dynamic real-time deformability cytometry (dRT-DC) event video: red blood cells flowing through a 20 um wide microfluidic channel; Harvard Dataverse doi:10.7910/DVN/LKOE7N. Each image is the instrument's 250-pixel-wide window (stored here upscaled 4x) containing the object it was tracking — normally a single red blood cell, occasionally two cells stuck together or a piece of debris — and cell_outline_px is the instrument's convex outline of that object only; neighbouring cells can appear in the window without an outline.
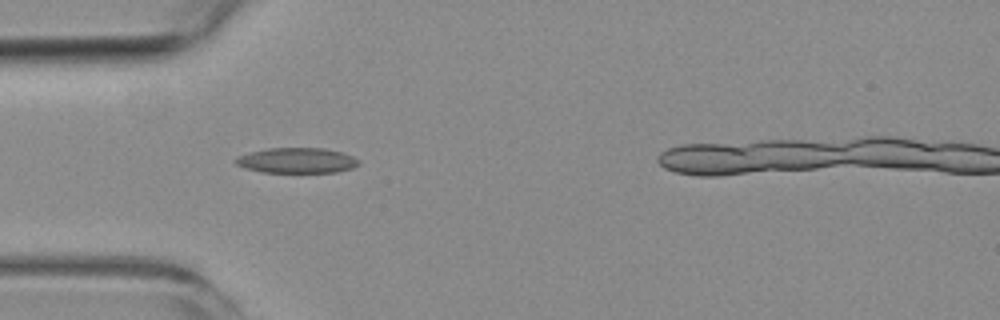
{"species": "common noctule bat (a hibernating species)", "species_latin": "Nyctalus noctula", "temperature_condition": "room temperature", "stored_images_in_passage": 8, "camera_frame_rate_fps": 3000, "um_per_image_px": 0.085, "animal": {"sex": "female", "body_mass_g": 19.3, "forearm_length_mm": 54.1}, "frame": {"image": 1, "passage_image": 6, "time_ms": 6.0, "image_size_px": [1000, 320], "cell_outline_px": [[360, 164], [352, 168], [336, 172], [260, 172], [244, 168], [236, 164], [232, 160], [236, 156], [268, 148], [324, 148], [344, 152], [360, 160]], "centroid_in_image_um": [25.23, 13.64], "position_along_channel_um": 59.8, "area_um2": 18.32}}
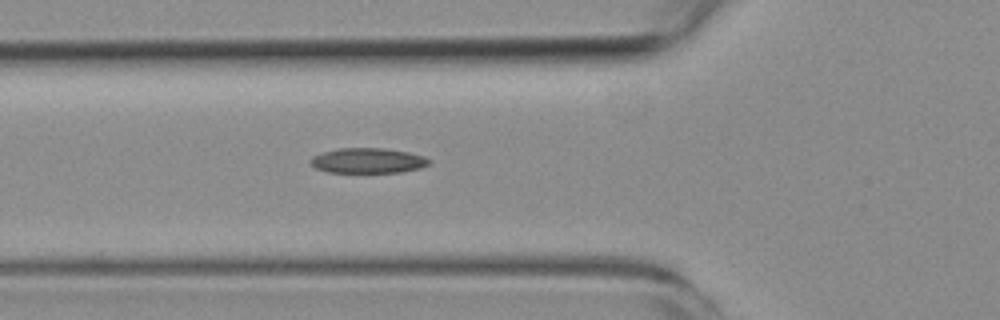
{"frame": {"image": 2, "passage_image": 7, "time_ms": 7.0, "image_size_px": [1000, 320], "cell_outline_px": [[432, 160], [428, 164], [420, 168], [400, 172], [328, 172], [316, 168], [308, 160], [312, 156], [336, 148], [384, 148], [408, 152], [424, 156]], "centroid_in_image_um": [31.27, 13.64], "position_along_channel_um": 94.5, "area_um2": 17.34}}